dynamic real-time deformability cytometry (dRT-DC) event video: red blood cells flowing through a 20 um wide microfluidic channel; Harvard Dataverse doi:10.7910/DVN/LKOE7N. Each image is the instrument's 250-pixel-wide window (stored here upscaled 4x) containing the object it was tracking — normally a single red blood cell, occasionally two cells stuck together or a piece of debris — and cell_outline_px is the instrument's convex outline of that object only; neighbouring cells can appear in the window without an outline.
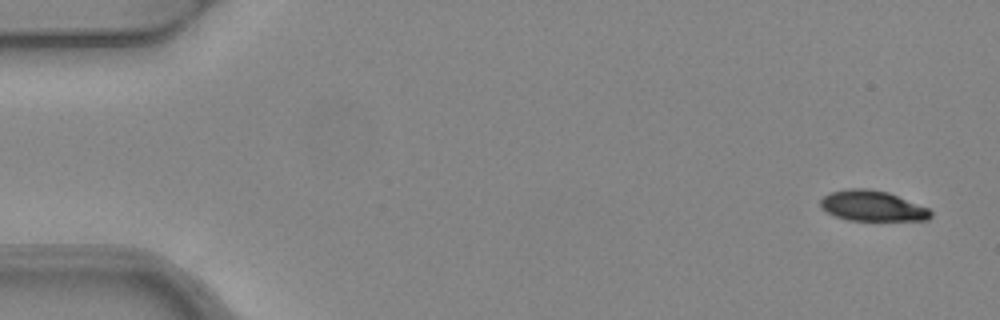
{"species": "common noctule bat (a hibernating species)", "species_latin": "Nyctalus noctula", "temperature_condition": "warm", "stored_images_in_passage": 6, "camera_frame_rate_fps": 3000, "um_per_image_px": 0.085, "animal": {"sex": "female", "body_mass_g": 24.6, "forearm_length_mm": 56.2}, "frame": {"image": 1, "passage_image": 1, "time_ms": 0.0, "image_size_px": [1000, 320], "cell_outline_px": [[932, 216], [928, 220], [848, 220], [836, 216], [820, 208], [820, 200], [824, 196], [832, 192], [848, 188], [864, 188], [888, 192], [928, 208], [932, 212]], "centroid_in_image_um": [74.14, 17.5], "position_along_channel_um": 10.9, "area_um2": 19.42}}
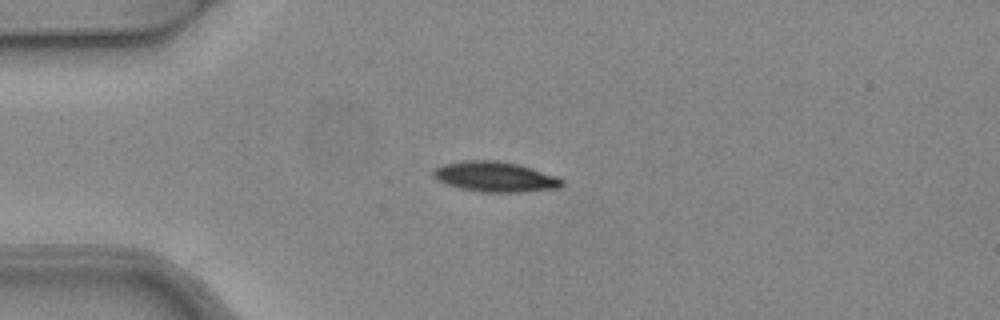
{"frame": {"image": 2, "passage_image": 4, "time_ms": 1.0, "image_size_px": [1000, 320], "cell_outline_px": [[564, 184], [560, 188], [520, 192], [480, 192], [460, 188], [436, 180], [432, 176], [432, 172], [436, 168], [444, 164], [464, 160], [496, 160], [520, 164], [556, 176], [564, 180]], "centroid_in_image_um": [42.1, 15.02], "position_along_channel_um": 42.9, "area_um2": 22.77}}
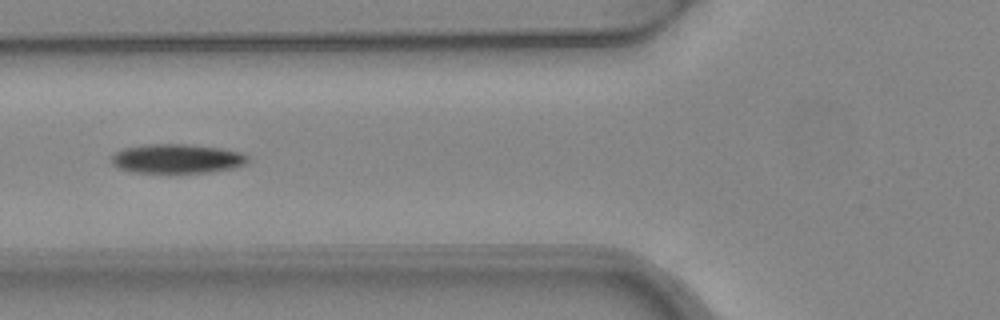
{"frame": {"image": 3, "passage_image": 6, "time_ms": 1.667, "image_size_px": [1000, 320], "cell_outline_px": [[248, 160], [244, 164], [232, 168], [212, 172], [132, 172], [120, 168], [112, 164], [112, 156], [116, 152], [124, 148], [144, 144], [188, 144], [220, 148], [240, 152], [248, 156]], "centroid_in_image_um": [15.04, 13.48], "position_along_channel_um": 110.8, "area_um2": 23.06}}